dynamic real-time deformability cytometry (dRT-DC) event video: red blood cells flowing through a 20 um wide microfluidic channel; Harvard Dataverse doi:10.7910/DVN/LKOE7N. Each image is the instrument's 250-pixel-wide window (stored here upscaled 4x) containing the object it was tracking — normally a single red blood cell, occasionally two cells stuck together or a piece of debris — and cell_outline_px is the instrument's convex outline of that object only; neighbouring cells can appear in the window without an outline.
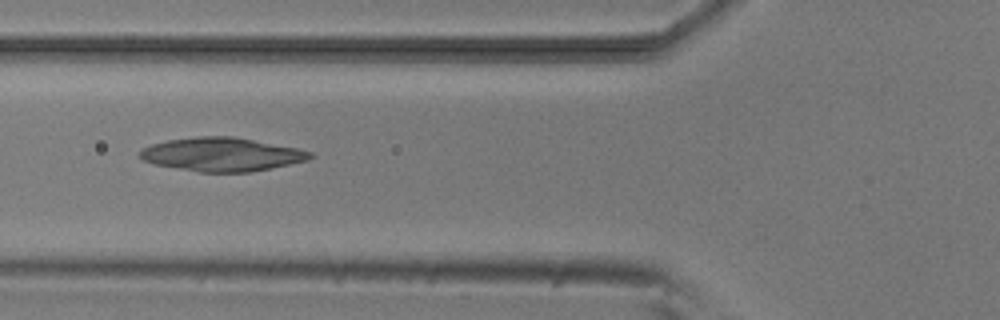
{"species": "common noctule bat (a hibernating species)", "species_latin": "Nyctalus noctula", "temperature_condition": "room temperature", "stored_images_in_passage": 5, "camera_frame_rate_fps": 3000, "um_per_image_px": 0.085, "animal": {"sex": "male", "body_mass_g": 20.5, "forearm_length_mm": 52.5}, "frame": {"image": 1, "passage_image": 4, "time_ms": 3.333, "image_size_px": [1000, 320], "cell_outline_px": [[316, 156], [308, 160], [248, 172], [200, 172], [156, 164], [144, 160], [140, 156], [140, 152], [144, 148], [152, 144], [168, 140], [196, 136], [232, 136], [296, 148], [312, 152]], "centroid_in_image_um": [18.87, 13.12], "position_along_channel_um": 106.9, "area_um2": 32.83}}
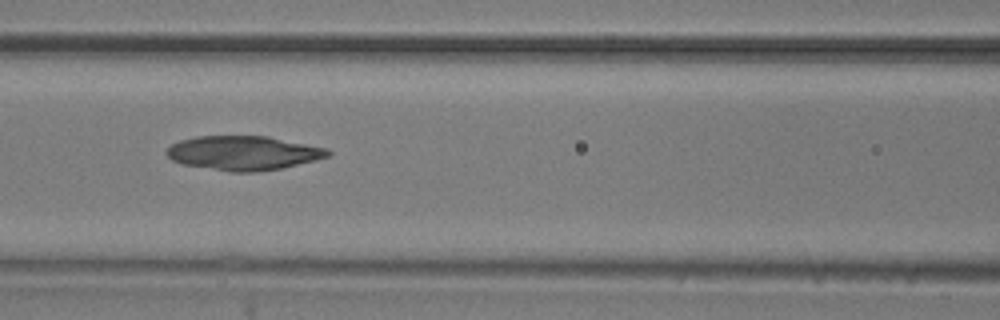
{"frame": {"image": 2, "passage_image": 5, "time_ms": 4.333, "image_size_px": [1000, 320], "cell_outline_px": [[332, 152], [328, 156], [316, 160], [280, 168], [252, 172], [232, 172], [184, 164], [172, 160], [164, 152], [172, 144], [180, 140], [196, 136], [268, 136], [328, 148]], "centroid_in_image_um": [20.7, 12.99], "position_along_channel_um": 145.9, "area_um2": 32.02}}